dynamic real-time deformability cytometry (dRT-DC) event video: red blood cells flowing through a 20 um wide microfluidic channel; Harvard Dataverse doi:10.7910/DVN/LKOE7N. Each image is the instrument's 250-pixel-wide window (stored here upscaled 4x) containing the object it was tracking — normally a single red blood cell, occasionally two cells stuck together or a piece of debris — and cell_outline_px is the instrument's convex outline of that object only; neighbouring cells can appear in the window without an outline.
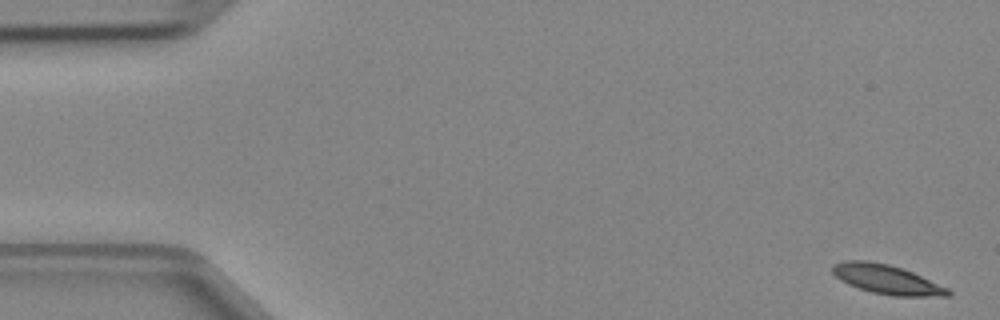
{"species": "Egyptian fruit bat (a non-hibernating species)", "species_latin": "Rousettus aegyptiacus", "temperature_condition": "cold", "stored_images_in_passage": 8, "camera_frame_rate_fps": 3000, "um_per_image_px": 0.085, "animal": {"sex": "female"}, "frame": {"image": 1, "passage_image": 1, "time_ms": 0.0, "image_size_px": [1000, 320], "cell_outline_px": [[952, 296], [892, 296], [872, 292], [848, 284], [840, 280], [832, 272], [832, 264], [844, 260], [868, 260], [888, 264], [912, 272], [948, 288], [952, 292]], "centroid_in_image_um": [75.36, 23.74], "position_along_channel_um": 9.6, "area_um2": 19.65}}
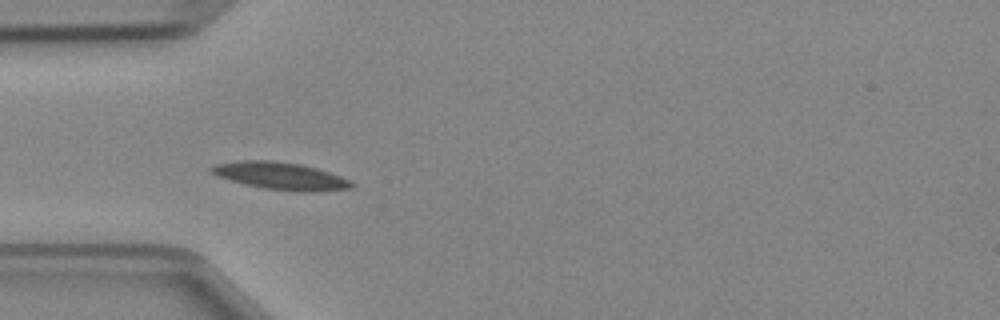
{"frame": {"image": 2, "passage_image": 4, "time_ms": 1.0, "image_size_px": [1000, 320], "cell_outline_px": [[356, 184], [352, 188], [320, 192], [296, 192], [264, 188], [244, 184], [216, 176], [208, 172], [208, 168], [212, 164], [240, 160], [272, 160], [300, 164], [316, 168], [340, 176]], "centroid_in_image_um": [23.8, 14.96], "position_along_channel_um": 61.2, "area_um2": 22.72}}